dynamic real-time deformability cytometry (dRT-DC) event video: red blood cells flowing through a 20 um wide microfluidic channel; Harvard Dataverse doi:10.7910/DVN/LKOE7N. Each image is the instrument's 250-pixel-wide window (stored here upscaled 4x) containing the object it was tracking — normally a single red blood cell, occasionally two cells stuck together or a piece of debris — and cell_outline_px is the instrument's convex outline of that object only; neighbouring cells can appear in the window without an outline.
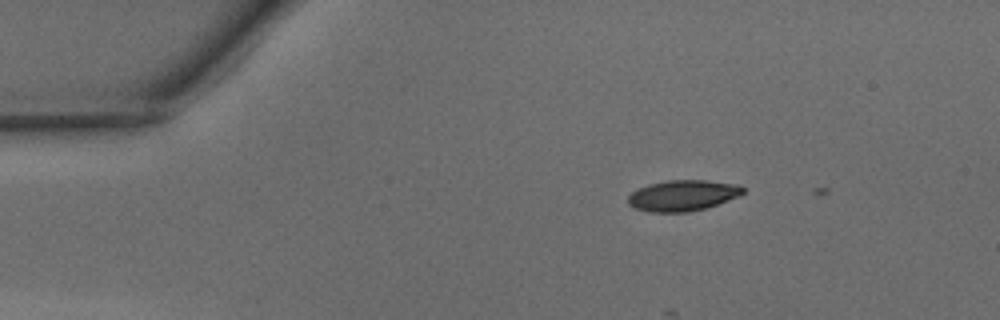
{"species": "common noctule bat (a hibernating species)", "species_latin": "Nyctalus noctula", "temperature_condition": "warm", "stored_images_in_passage": 2, "camera_frame_rate_fps": 3000, "um_per_image_px": 0.085, "animal": {"sex": "male", "body_mass_g": 15.6}, "frame": {"image": 1, "passage_image": 1, "time_ms": 0.0, "image_size_px": [1000, 320], "cell_outline_px": [[744, 192], [728, 200], [704, 208], [688, 212], [648, 212], [636, 208], [628, 204], [628, 196], [632, 192], [648, 184], [668, 180], [704, 180], [736, 184], [744, 188]], "centroid_in_image_um": [57.99, 16.61], "position_along_channel_um": 27.0, "area_um2": 20.4}}